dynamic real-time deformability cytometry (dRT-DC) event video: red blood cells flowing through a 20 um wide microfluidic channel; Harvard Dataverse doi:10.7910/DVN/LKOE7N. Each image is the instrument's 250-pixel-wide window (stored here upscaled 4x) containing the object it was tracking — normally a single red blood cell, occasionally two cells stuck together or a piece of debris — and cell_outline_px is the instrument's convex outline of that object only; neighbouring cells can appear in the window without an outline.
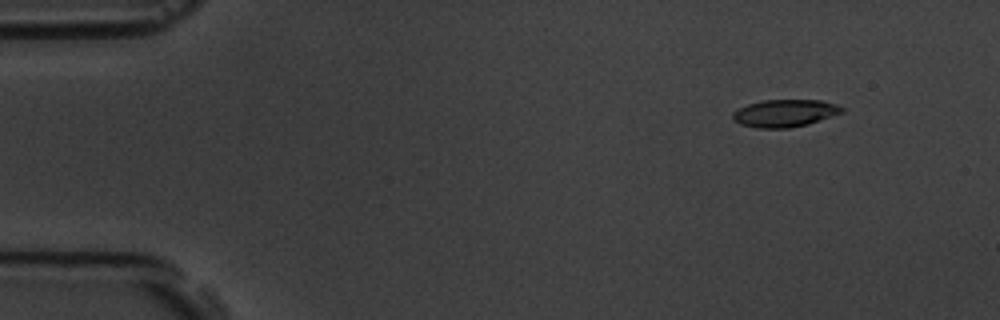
{"species": "common noctule bat (a hibernating species)", "species_latin": "Nyctalus noctula", "temperature_condition": "room temperature", "stored_images_in_passage": 4, "camera_frame_rate_fps": 3000, "um_per_image_px": 0.085, "animal": {"sex": "male", "body_mass_g": 19.5, "forearm_length_mm": 54.6}, "frame": {"image": 1, "passage_image": 2, "time_ms": 1.0, "image_size_px": [1000, 320], "cell_outline_px": [[844, 112], [808, 124], [788, 128], [756, 128], [740, 124], [732, 120], [732, 112], [748, 104], [764, 100], [820, 100], [836, 104], [844, 108]], "centroid_in_image_um": [66.7, 9.62], "position_along_channel_um": 18.3, "area_um2": 17.46}}
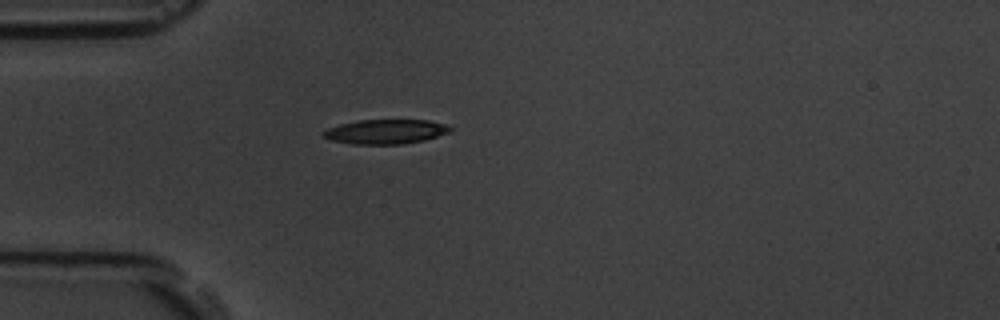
{"frame": {"image": 2, "passage_image": 4, "time_ms": 4.333, "image_size_px": [1000, 320], "cell_outline_px": [[452, 132], [424, 140], [400, 144], [352, 144], [332, 140], [320, 136], [320, 132], [328, 128], [340, 124], [360, 120], [428, 120], [448, 124], [452, 128]], "centroid_in_image_um": [32.78, 11.19], "position_along_channel_um": 52.2, "area_um2": 18.26}}